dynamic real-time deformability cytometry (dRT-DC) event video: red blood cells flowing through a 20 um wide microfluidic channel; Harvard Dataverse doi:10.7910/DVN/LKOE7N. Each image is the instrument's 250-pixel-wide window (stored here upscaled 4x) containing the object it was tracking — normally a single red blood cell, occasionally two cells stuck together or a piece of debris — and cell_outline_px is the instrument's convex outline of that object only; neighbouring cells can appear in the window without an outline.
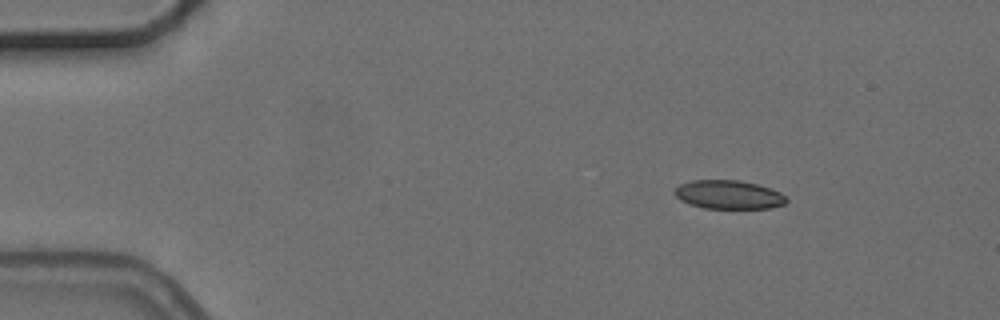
{"species": "common noctule bat (a hibernating species)", "species_latin": "Nyctalus noctula", "temperature_condition": "cold", "stored_images_in_passage": 5, "camera_frame_rate_fps": 3000, "um_per_image_px": 0.085, "animal": {"sex": "female", "body_mass_g": 24.6, "forearm_length_mm": 56.2}, "frame": {"image": 1, "passage_image": 1, "time_ms": 0.0, "image_size_px": [1000, 320], "cell_outline_px": [[788, 200], [784, 204], [772, 208], [704, 208], [680, 200], [672, 192], [680, 184], [692, 180], [740, 180], [772, 188], [780, 192]], "centroid_in_image_um": [61.94, 16.54], "position_along_channel_um": 23.1, "area_um2": 18.67}}
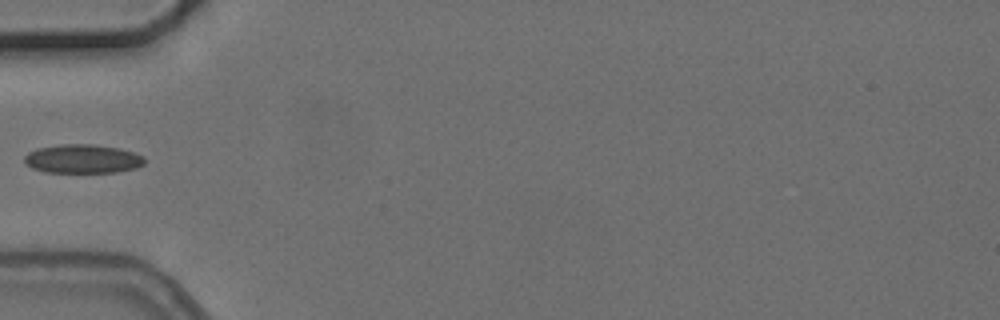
{"frame": {"image": 2, "passage_image": 4, "time_ms": 3.667, "image_size_px": [1000, 320], "cell_outline_px": [[144, 164], [136, 168], [116, 172], [44, 172], [32, 168], [24, 160], [24, 156], [28, 152], [36, 148], [60, 144], [92, 144], [120, 148], [144, 156]], "centroid_in_image_um": [7.02, 13.49], "position_along_channel_um": 78.0, "area_um2": 20.23}}
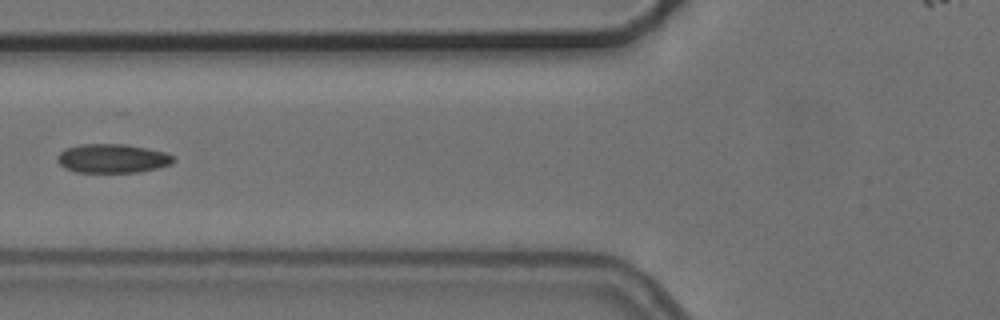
{"frame": {"image": 3, "passage_image": 5, "time_ms": 4.667, "image_size_px": [1000, 320], "cell_outline_px": [[176, 160], [172, 164], [156, 168], [136, 172], [76, 172], [64, 168], [56, 160], [56, 156], [64, 148], [80, 144], [124, 144], [164, 152], [176, 156]], "centroid_in_image_um": [9.53, 13.46], "position_along_channel_um": 116.3, "area_um2": 19.65}}